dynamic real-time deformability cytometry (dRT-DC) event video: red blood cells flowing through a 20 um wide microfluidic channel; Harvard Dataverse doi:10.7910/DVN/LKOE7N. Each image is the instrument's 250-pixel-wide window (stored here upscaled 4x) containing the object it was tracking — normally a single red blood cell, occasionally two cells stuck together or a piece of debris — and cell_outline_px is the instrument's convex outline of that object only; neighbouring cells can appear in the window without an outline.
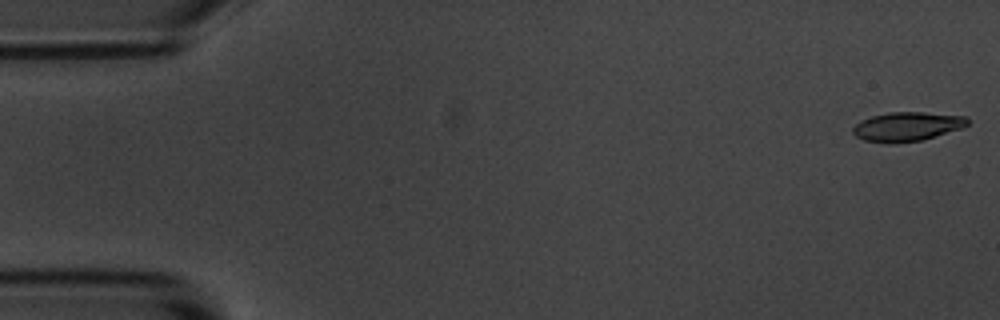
{"species": "common noctule bat (a hibernating species)", "species_latin": "Nyctalus noctula", "temperature_condition": "room temperature", "stored_images_in_passage": 5, "camera_frame_rate_fps": 3000, "um_per_image_px": 0.085, "animal": {"sex": "male", "body_mass_g": 20.1, "forearm_length_mm": 53.5}, "frame": {"image": 1, "passage_image": 1, "time_ms": 0.0, "image_size_px": [1000, 320], "cell_outline_px": [[968, 124], [964, 128], [936, 136], [920, 140], [892, 144], [888, 144], [864, 140], [856, 136], [852, 132], [852, 128], [860, 120], [872, 116], [888, 112], [924, 112], [968, 116]], "centroid_in_image_um": [77.11, 10.76], "position_along_channel_um": 7.9, "area_um2": 19.71}}
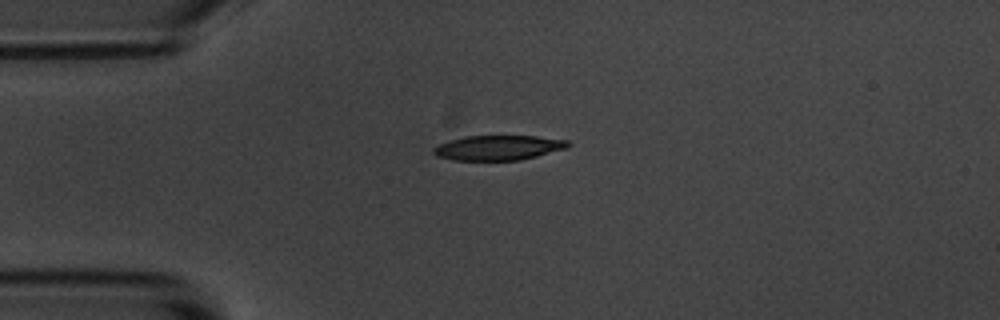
{"frame": {"image": 2, "passage_image": 4, "time_ms": 4.0, "image_size_px": [1000, 320], "cell_outline_px": [[572, 144], [568, 148], [520, 160], [452, 160], [436, 156], [432, 152], [432, 148], [448, 140], [464, 136], [536, 136], [568, 140]], "centroid_in_image_um": [42.35, 12.55], "position_along_channel_um": 42.6, "area_um2": 19.59}}